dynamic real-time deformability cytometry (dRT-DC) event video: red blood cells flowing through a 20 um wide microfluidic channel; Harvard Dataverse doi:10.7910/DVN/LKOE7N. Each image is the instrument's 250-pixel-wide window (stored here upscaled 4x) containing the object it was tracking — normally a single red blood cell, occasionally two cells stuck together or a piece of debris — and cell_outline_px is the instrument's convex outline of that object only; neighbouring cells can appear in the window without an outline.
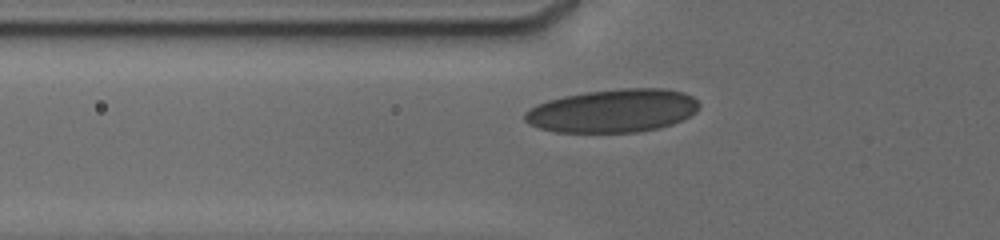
{"species": "human", "species_latin": "Homo sapiens", "temperature_condition": "cold", "stored_images_in_passage": 18, "camera_frame_rate_fps": 3000, "um_per_image_px": 0.085, "donor": {"sex": "male"}, "frame": {"image": 1, "passage_image": 7, "time_ms": 3.333, "image_size_px": [1000, 240], "cell_outline_px": [[700, 108], [696, 112], [684, 120], [660, 128], [636, 132], [556, 132], [540, 128], [528, 124], [524, 120], [524, 112], [528, 108], [536, 104], [548, 100], [564, 96], [584, 92], [620, 88], [664, 88], [684, 92], [692, 96], [700, 104]], "centroid_in_image_um": [52.11, 9.41], "position_along_channel_um": 73.7, "area_um2": 44.39}}
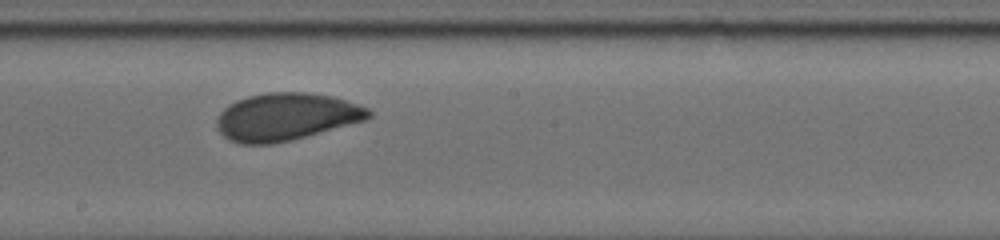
{"frame": {"image": 2, "passage_image": 11, "time_ms": 7.333, "image_size_px": [1000, 240], "cell_outline_px": [[372, 116], [364, 120], [292, 140], [272, 144], [240, 144], [228, 140], [216, 128], [216, 120], [220, 112], [228, 104], [236, 100], [248, 96], [268, 92], [304, 92], [332, 96], [368, 108], [372, 112]], "centroid_in_image_um": [24.26, 9.93], "position_along_channel_um": 223.9, "area_um2": 41.96}}
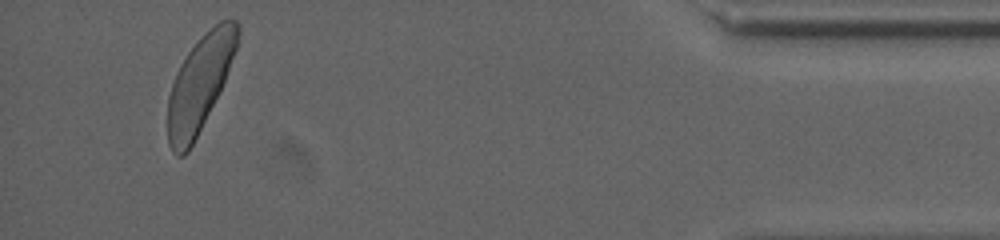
{"frame": {"image": 3, "passage_image": 17, "time_ms": 14.0, "image_size_px": [1000, 240], "cell_outline_px": [[240, 32], [236, 48], [220, 92], [188, 152], [184, 156], [176, 156], [172, 152], [168, 144], [168, 96], [176, 72], [180, 64], [188, 52], [220, 20], [236, 20], [240, 24]], "centroid_in_image_um": [16.97, 7.16], "position_along_channel_um": 418.2, "area_um2": 38.21}, "authors_computed_cell_mechanics": {"area_um2": 40.5178, "velocity_mm_per_s": 3.7733, "shape_relaxation_time_tau1_ms": 2.5928, "shape_relaxation_time_tau2_ms": 1.0318, "deformation_change_tau1": 0.0662, "deformation_change_tau2": 0.0328}}